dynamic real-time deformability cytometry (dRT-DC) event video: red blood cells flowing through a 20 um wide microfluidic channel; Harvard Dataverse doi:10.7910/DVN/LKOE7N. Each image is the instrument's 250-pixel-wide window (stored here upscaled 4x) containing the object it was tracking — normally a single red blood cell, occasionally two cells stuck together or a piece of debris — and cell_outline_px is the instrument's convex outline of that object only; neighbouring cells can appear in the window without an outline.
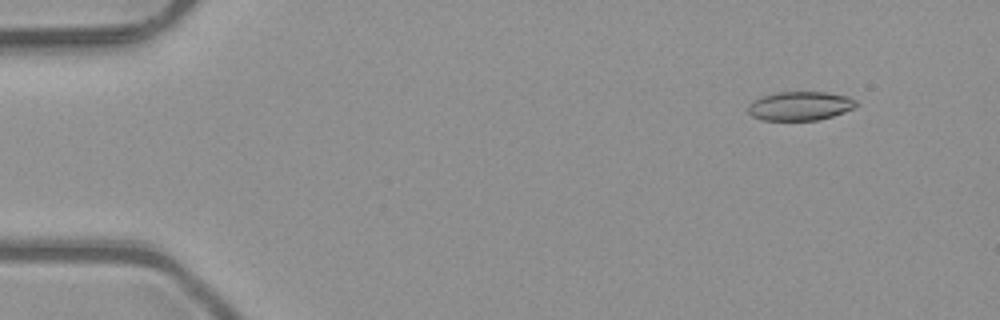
{"species": "common noctule bat (a hibernating species)", "species_latin": "Nyctalus noctula", "temperature_condition": "room temperature", "stored_images_in_passage": 3, "camera_frame_rate_fps": 3000, "um_per_image_px": 0.085, "animal": {"sex": "male", "body_mass_g": 23.1, "forearm_length_mm": 52.7}, "frame": {"image": 1, "passage_image": 1, "time_ms": 0.0, "image_size_px": [1000, 320], "cell_outline_px": [[856, 104], [852, 108], [844, 112], [832, 116], [816, 120], [764, 120], [752, 116], [748, 112], [748, 104], [752, 100], [776, 92], [824, 92], [848, 96], [856, 100]], "centroid_in_image_um": [67.97, 9.0], "position_along_channel_um": 17.0, "area_um2": 18.09}}